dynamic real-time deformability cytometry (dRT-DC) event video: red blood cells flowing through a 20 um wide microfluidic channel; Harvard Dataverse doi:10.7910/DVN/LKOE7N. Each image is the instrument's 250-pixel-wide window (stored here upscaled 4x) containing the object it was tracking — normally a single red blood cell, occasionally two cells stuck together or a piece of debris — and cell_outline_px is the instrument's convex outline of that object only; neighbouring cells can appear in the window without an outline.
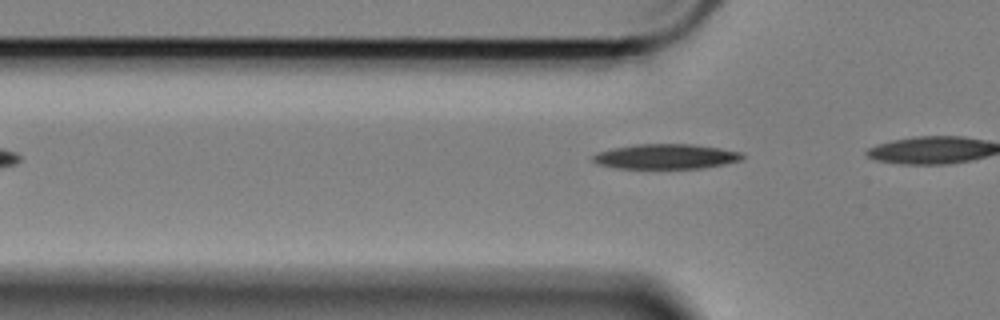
{"species": "Egyptian fruit bat (a non-hibernating species)", "species_latin": "Rousettus aegyptiacus", "temperature_condition": "cold", "stored_images_in_passage": 6, "camera_frame_rate_fps": 3000, "um_per_image_px": 0.085, "animal": {"sex": "female"}, "frame": {"image": 1, "passage_image": 3, "time_ms": 0.667, "image_size_px": [1000, 320], "cell_outline_px": [[744, 160], [704, 168], [616, 168], [596, 164], [592, 160], [592, 156], [596, 152], [612, 148], [636, 144], [692, 144], [720, 148], [744, 152]], "centroid_in_image_um": [56.61, 13.3], "position_along_channel_um": 69.2, "area_um2": 21.96}}